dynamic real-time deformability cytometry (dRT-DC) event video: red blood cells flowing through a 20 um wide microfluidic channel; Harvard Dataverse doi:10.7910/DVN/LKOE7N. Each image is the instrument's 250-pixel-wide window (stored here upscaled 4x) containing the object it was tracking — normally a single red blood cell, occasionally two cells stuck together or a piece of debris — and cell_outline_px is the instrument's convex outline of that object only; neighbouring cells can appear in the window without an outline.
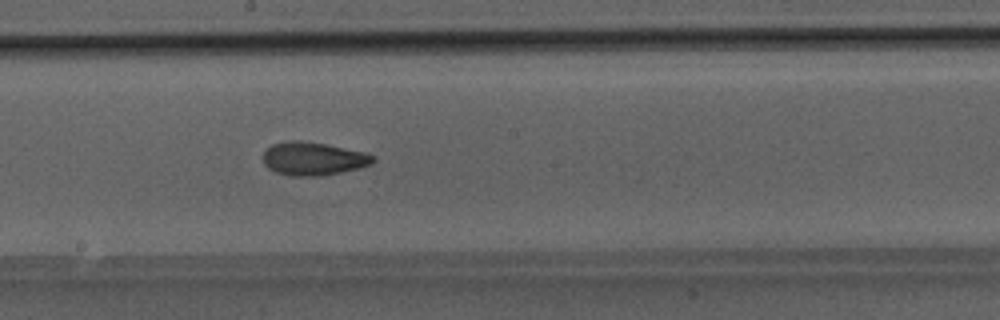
{"species": "Egyptian fruit bat (a non-hibernating species)", "species_latin": "Rousettus aegyptiacus", "temperature_condition": "room temperature", "stored_images_in_passage": 26, "camera_frame_rate_fps": 3000, "um_per_image_px": 0.085, "animal": {"sex": "male"}, "frame": {"image": 1, "passage_image": 18, "time_ms": 5.667, "image_size_px": [1000, 320], "cell_outline_px": [[376, 160], [372, 164], [360, 168], [320, 176], [292, 176], [276, 172], [268, 168], [264, 164], [264, 152], [272, 144], [288, 140], [300, 140], [324, 144], [364, 152], [376, 156]], "centroid_in_image_um": [26.64, 13.49], "position_along_channel_um": 221.6, "area_um2": 21.27}}